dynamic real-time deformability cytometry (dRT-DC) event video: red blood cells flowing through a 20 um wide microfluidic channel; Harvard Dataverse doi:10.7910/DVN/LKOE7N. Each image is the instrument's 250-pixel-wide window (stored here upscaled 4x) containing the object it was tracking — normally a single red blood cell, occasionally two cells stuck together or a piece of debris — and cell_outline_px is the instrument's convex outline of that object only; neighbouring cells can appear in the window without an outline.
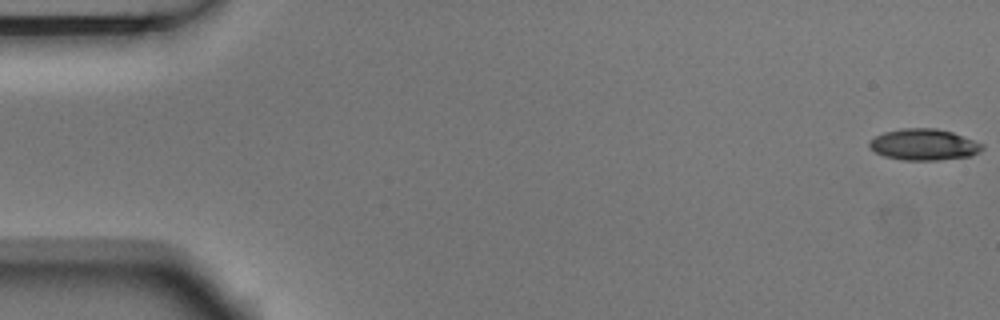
{"species": "Egyptian fruit bat (a non-hibernating species)", "species_latin": "Rousettus aegyptiacus", "temperature_condition": "room temperature", "stored_images_in_passage": 6, "camera_frame_rate_fps": 3000, "um_per_image_px": 0.085, "animal": {"sex": "male"}, "frame": {"image": 1, "passage_image": 1, "time_ms": 0.0, "image_size_px": [1000, 320], "cell_outline_px": [[984, 148], [980, 152], [972, 156], [940, 160], [904, 160], [884, 156], [876, 152], [868, 144], [876, 136], [884, 132], [900, 128], [936, 128], [952, 132], [984, 144]], "centroid_in_image_um": [78.57, 12.29], "position_along_channel_um": 6.4, "area_um2": 20.58}}
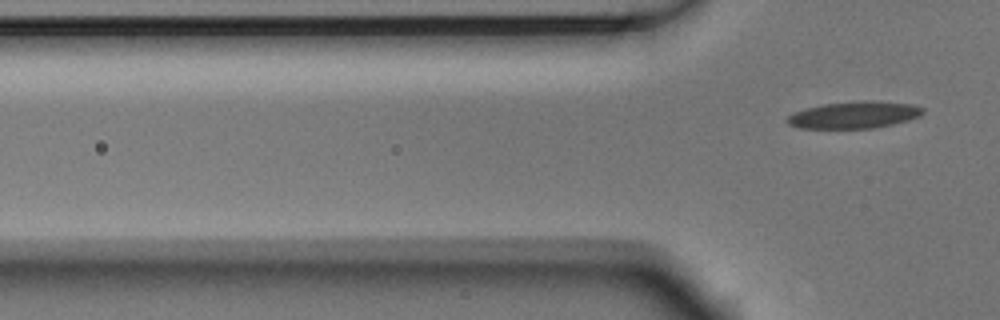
{"frame": {"image": 2, "passage_image": 6, "time_ms": 1.667, "image_size_px": [1000, 320], "cell_outline_px": [[924, 112], [920, 116], [908, 120], [892, 124], [872, 128], [800, 128], [788, 124], [784, 120], [788, 116], [796, 112], [808, 108], [824, 104], [864, 100], [912, 104], [924, 108]], "centroid_in_image_um": [72.61, 9.77], "position_along_channel_um": 53.2, "area_um2": 21.04}}